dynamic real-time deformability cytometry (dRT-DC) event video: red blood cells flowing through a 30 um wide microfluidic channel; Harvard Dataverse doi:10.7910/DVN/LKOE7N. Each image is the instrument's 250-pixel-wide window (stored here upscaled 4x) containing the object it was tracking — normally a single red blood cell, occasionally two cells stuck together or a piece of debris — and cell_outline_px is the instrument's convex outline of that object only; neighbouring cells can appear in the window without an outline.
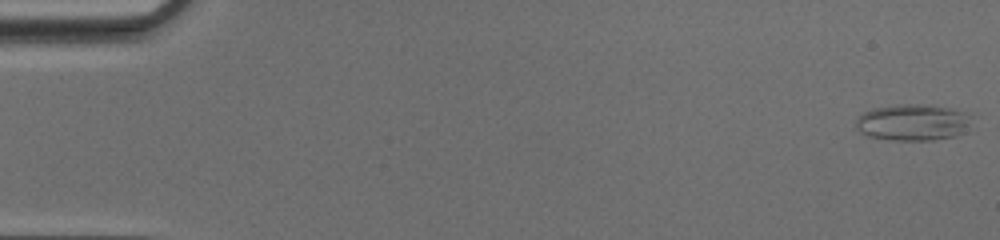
{"species": "common noctule bat (a hibernating species)", "species_latin": "Nyctalus noctula", "temperature_condition": "cold", "stored_images_in_passage": 50, "camera_frame_rate_fps": 3000, "um_per_image_px": 0.085, "animal": {"sex": "female", "body_mass_g": 17.0, "forearm_length_mm": 48.0}, "frame": {"image": 1, "passage_image": 1, "time_ms": 0.0, "image_size_px": [1000, 240], "cell_outline_px": [[972, 116], [964, 132], [956, 136], [932, 140], [892, 140], [868, 136], [860, 132], [856, 128], [856, 120], [864, 112], [872, 108], [896, 104], [916, 104], [948, 108], [964, 112]], "centroid_in_image_um": [77.56, 10.41], "position_along_channel_um": 7.4, "area_um2": 24.45}}
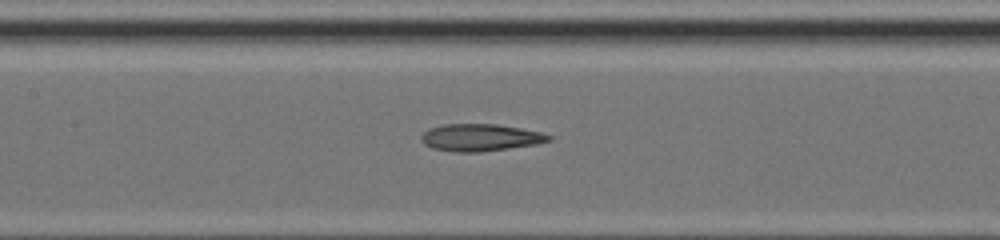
{"frame": {"image": 2, "passage_image": 24, "time_ms": 7.667, "image_size_px": [1000, 240], "cell_outline_px": [[552, 140], [536, 144], [480, 152], [456, 152], [432, 148], [424, 144], [420, 140], [420, 136], [428, 128], [444, 124], [496, 124], [520, 128], [540, 132], [552, 136]], "centroid_in_image_um": [40.79, 11.69], "position_along_channel_um": 166.6, "area_um2": 20.17}}
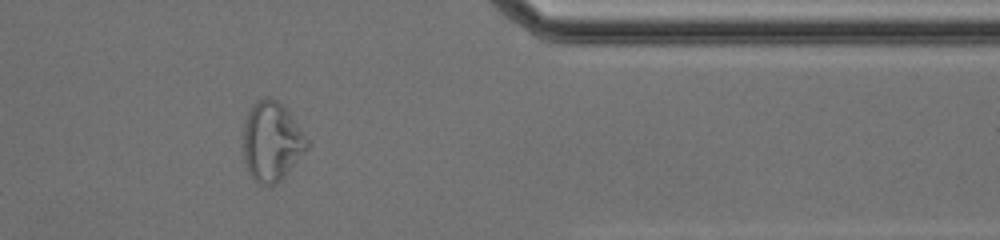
{"frame": {"image": 3, "passage_image": 41, "time_ms": 13.333, "image_size_px": [1000, 240], "cell_outline_px": [[312, 144], [280, 180], [272, 184], [256, 184], [248, 172], [244, 160], [244, 124], [248, 112], [256, 100], [264, 96], [268, 96], [276, 100], [288, 112]], "centroid_in_image_um": [23.09, 12.02], "position_along_channel_um": 388.3, "area_um2": 29.3}, "authors_computed_cell_mechanics": {"area_um2": 22.3397, "velocity_mm_per_s": 4.2181, "shape_relaxation_time_tau1_ms": null, "shape_relaxation_time_tau2_ms": 4.8951, "deformation_change_tau1": null, "deformation_change_tau2": 0.1786}}